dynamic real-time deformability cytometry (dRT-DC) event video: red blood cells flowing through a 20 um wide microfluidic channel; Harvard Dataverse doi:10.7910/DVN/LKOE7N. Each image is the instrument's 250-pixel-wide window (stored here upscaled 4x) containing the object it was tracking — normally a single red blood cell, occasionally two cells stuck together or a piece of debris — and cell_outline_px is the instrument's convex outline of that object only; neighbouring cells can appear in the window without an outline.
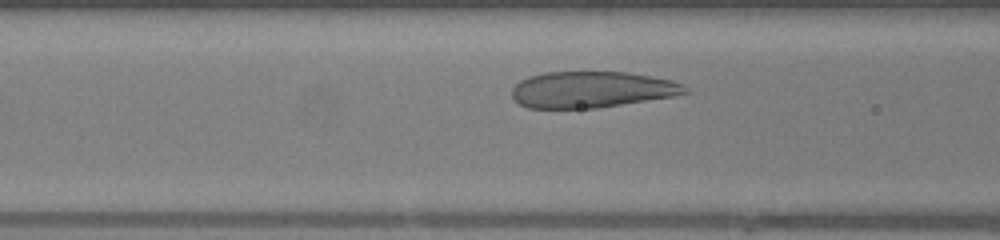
{"species": "human", "species_latin": "Homo sapiens", "temperature_condition": "warm", "stored_images_in_passage": 28, "camera_frame_rate_fps": 3000, "um_per_image_px": 0.085, "donor": {"sex": "female"}, "frame": {"image": 1, "passage_image": 8, "time_ms": 2.333, "image_size_px": [1000, 240], "cell_outline_px": [[692, 92], [672, 96], [596, 108], [528, 108], [520, 104], [512, 96], [512, 88], [520, 80], [528, 76], [544, 72], [628, 72], [672, 80], [688, 88]], "centroid_in_image_um": [50.28, 7.61], "position_along_channel_um": 116.3, "area_um2": 36.47}}
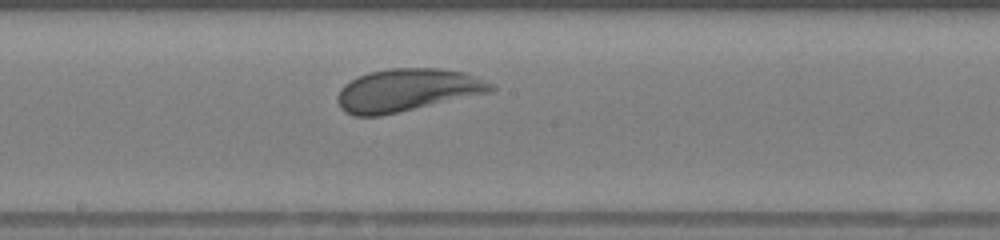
{"frame": {"image": 2, "passage_image": 15, "time_ms": 4.667, "image_size_px": [1000, 240], "cell_outline_px": [[496, 88], [492, 92], [380, 116], [352, 116], [344, 112], [340, 108], [336, 100], [336, 96], [340, 88], [344, 84], [368, 72], [392, 68], [440, 68], [464, 72], [492, 84]], "centroid_in_image_um": [34.57, 7.67], "position_along_channel_um": 213.6, "area_um2": 38.21}}
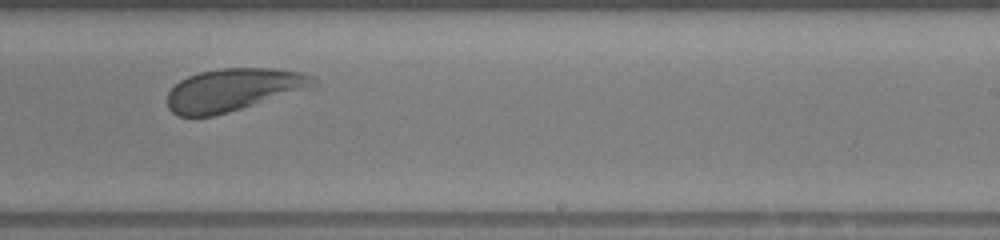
{"frame": {"image": 3, "passage_image": 19, "time_ms": 6.0, "image_size_px": [1000, 240], "cell_outline_px": [[320, 84], [228, 112], [212, 116], [176, 116], [168, 108], [168, 92], [180, 80], [188, 76], [200, 72], [220, 68], [272, 68], [304, 72], [316, 76], [320, 80]], "centroid_in_image_um": [19.85, 7.61], "position_along_channel_um": 269.1, "area_um2": 36.07}, "authors_computed_cell_mechanics": {"area_um2": 37.7145, "velocity_mm_per_s": 4.1798, "shape_relaxation_time_tau1_ms": 2.1181, "shape_relaxation_time_tau2_ms": 0.7522, "deformation_change_tau1": 0.1143, "deformation_change_tau2": 0.0609}}